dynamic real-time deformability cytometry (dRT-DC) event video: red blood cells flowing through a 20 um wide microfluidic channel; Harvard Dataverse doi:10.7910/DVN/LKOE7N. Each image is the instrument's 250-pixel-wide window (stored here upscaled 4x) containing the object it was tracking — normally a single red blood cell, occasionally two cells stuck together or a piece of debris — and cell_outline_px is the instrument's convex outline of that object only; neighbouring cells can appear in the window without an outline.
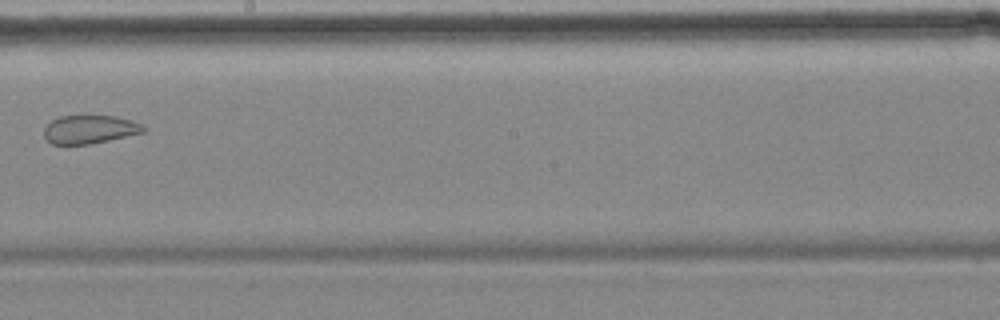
{"species": "common noctule bat (a hibernating species)", "species_latin": "Nyctalus noctula", "temperature_condition": "cold", "stored_images_in_passage": 9, "camera_frame_rate_fps": 3000, "um_per_image_px": 0.085, "animal": {"sex": "female", "body_mass_g": 18.4}, "frame": {"image": 1, "passage_image": 9, "time_ms": 10.333, "image_size_px": [1000, 320], "cell_outline_px": [[148, 128], [144, 132], [108, 140], [88, 144], [52, 144], [44, 136], [44, 128], [52, 120], [60, 116], [116, 116], [144, 124]], "centroid_in_image_um": [7.65, 10.99], "position_along_channel_um": 240.5, "area_um2": 16.36}}